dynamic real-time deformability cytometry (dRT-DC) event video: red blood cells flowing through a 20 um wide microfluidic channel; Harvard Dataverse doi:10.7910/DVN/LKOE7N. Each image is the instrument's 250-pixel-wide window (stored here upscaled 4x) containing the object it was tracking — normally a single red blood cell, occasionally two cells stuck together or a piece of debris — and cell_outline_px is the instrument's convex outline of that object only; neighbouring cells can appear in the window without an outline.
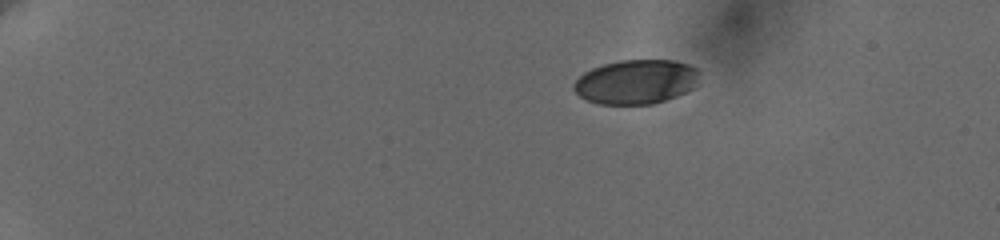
{"species": "human", "species_latin": "Homo sapiens", "temperature_condition": "cold", "stored_images_in_passage": 47, "camera_frame_rate_fps": 3000, "um_per_image_px": 0.085, "donor": {"sex": "female"}, "frame": {"image": 1, "passage_image": 1, "time_ms": 0.0, "image_size_px": [1000, 240], "cell_outline_px": [[696, 76], [692, 88], [676, 96], [652, 104], [600, 104], [588, 100], [580, 96], [572, 88], [572, 84], [584, 72], [592, 68], [604, 64], [620, 60], [672, 60], [688, 64], [696, 68]], "centroid_in_image_um": [54.0, 6.95], "position_along_channel_um": 31.0, "area_um2": 32.02}}
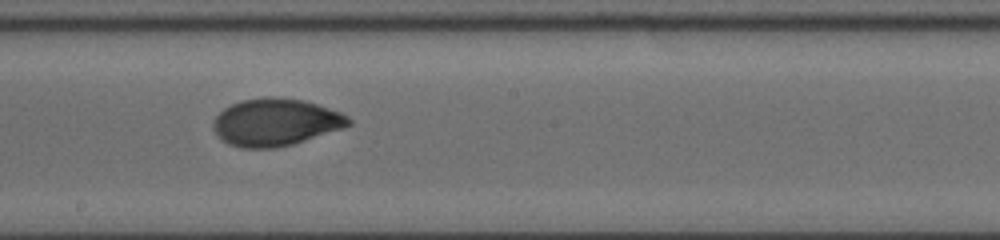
{"frame": {"image": 2, "passage_image": 26, "time_ms": 8.333, "image_size_px": [1000, 240], "cell_outline_px": [[352, 124], [344, 128], [292, 144], [276, 148], [240, 148], [228, 144], [216, 132], [212, 124], [216, 116], [224, 108], [232, 104], [244, 100], [272, 96], [304, 100], [340, 112], [348, 116], [352, 120]], "centroid_in_image_um": [23.45, 10.39], "position_along_channel_um": 224.8, "area_um2": 37.11}}
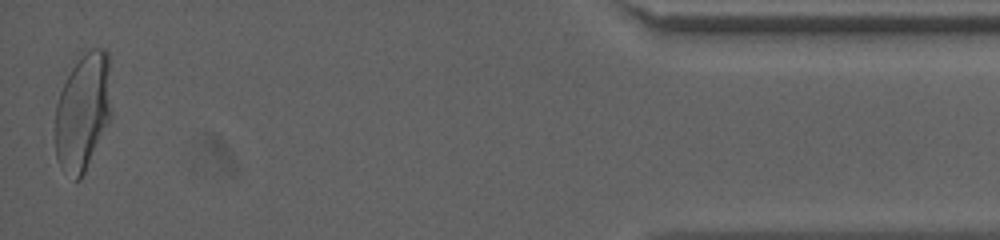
{"frame": {"image": 3, "passage_image": 47, "time_ms": 15.667, "image_size_px": [1000, 240], "cell_outline_px": [[112, 116], [80, 180], [76, 180], [60, 164], [56, 156], [56, 104], [60, 92], [76, 52], [92, 48], [104, 48], [108, 52], [112, 112]], "centroid_in_image_um": [7.06, 9.35], "position_along_channel_um": 428.1, "area_um2": 39.02}, "authors_computed_cell_mechanics": {"area_um2": 36.1828, "velocity_mm_per_s": 3.6406, "shape_relaxation_time_tau1_ms": 5.443, "shape_relaxation_time_tau2_ms": 1.0322, "deformation_change_tau1": 0.1859, "deformation_change_tau2": 0.0414}}